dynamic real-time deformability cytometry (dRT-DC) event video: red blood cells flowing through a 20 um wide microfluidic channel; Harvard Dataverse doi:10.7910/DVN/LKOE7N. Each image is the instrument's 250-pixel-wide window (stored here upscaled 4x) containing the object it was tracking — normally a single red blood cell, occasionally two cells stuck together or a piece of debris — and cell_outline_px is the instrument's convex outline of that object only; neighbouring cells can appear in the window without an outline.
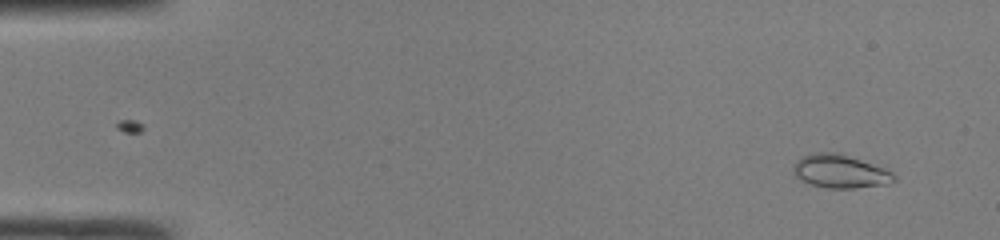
{"species": "common noctule bat (a hibernating species)", "species_latin": "Nyctalus noctula", "temperature_condition": "room temperature", "stored_images_in_passage": 48, "camera_frame_rate_fps": 3000, "um_per_image_px": 0.085, "animal": {"sex": "male", "body_mass_g": 19.0, "forearm_length_mm": 50.8}, "frame": {"image": 1, "passage_image": 3, "time_ms": 0.667, "image_size_px": [1000, 240], "cell_outline_px": [[896, 180], [888, 184], [852, 188], [828, 188], [812, 184], [800, 180], [792, 172], [792, 168], [796, 160], [800, 156], [816, 152], [840, 152], [884, 168], [892, 172], [896, 176]], "centroid_in_image_um": [71.39, 14.55], "position_along_channel_um": 13.6, "area_um2": 19.77}}
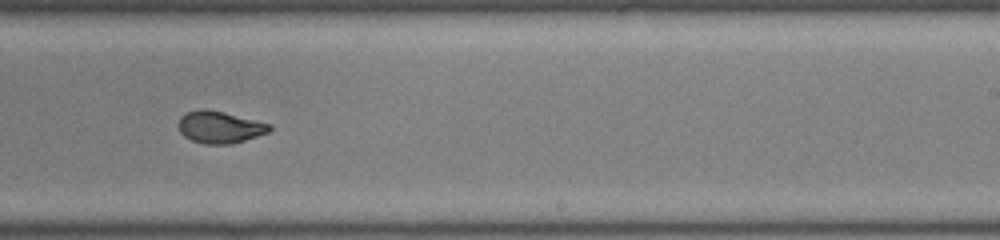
{"frame": {"image": 2, "passage_image": 30, "time_ms": 9.667, "image_size_px": [1000, 240], "cell_outline_px": [[272, 128], [268, 132], [232, 144], [204, 144], [192, 140], [184, 136], [180, 132], [176, 124], [180, 116], [188, 112], [200, 108], [204, 108], [224, 112], [272, 124]], "centroid_in_image_um": [18.64, 10.8], "position_along_channel_um": 270.4, "area_um2": 17.11}}
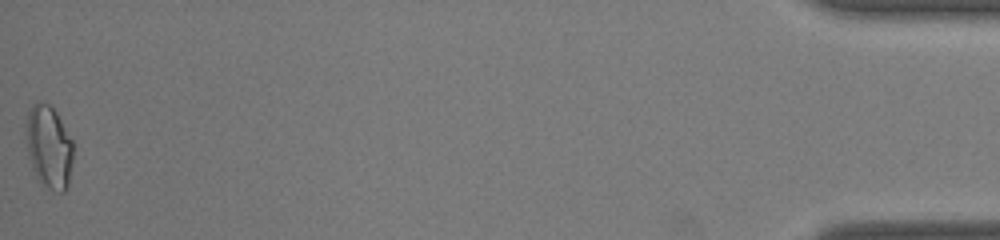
{"frame": {"image": 3, "passage_image": 48, "time_ms": 15.667, "image_size_px": [1000, 240], "cell_outline_px": [[72, 160], [68, 188], [64, 192], [56, 192], [40, 184], [32, 168], [28, 152], [28, 112], [32, 104], [40, 100], [48, 104], [56, 112], [72, 140]], "centroid_in_image_um": [4.18, 12.53], "position_along_channel_um": 431.0, "area_um2": 22.43}, "authors_computed_cell_mechanics": {"area_um2": 17.6868, "velocity_mm_per_s": 4.2375, "shape_relaxation_time_tau1_ms": 5.1628, "shape_relaxation_time_tau2_ms": 0.6877, "deformation_change_tau1": 0.2074, "deformation_change_tau2": 0.0539}}